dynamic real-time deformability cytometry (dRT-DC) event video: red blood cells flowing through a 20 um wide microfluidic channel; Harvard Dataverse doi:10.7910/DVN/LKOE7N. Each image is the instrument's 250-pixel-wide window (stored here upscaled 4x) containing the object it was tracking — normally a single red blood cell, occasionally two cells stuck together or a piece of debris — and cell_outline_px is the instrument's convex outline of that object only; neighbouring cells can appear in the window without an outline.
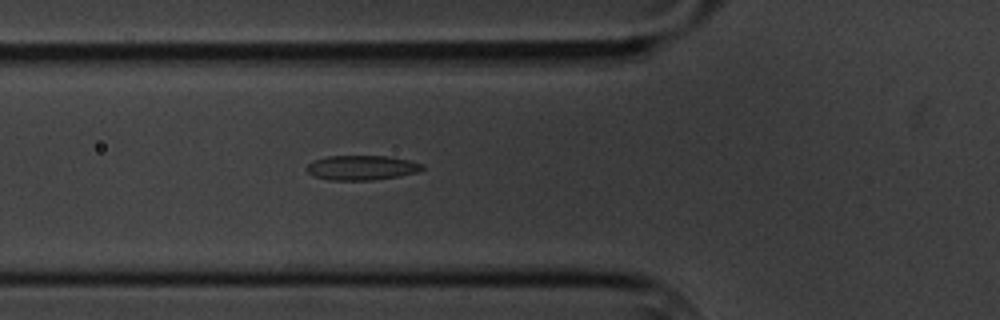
{"species": "common noctule bat (a hibernating species)", "species_latin": "Nyctalus noctula", "temperature_condition": "cold", "stored_images_in_passage": 4, "camera_frame_rate_fps": 3000, "um_per_image_px": 0.085, "animal": {"sex": "male", "body_mass_g": 20.1, "forearm_length_mm": 53.5}, "frame": {"image": 1, "passage_image": 4, "time_ms": 4.333, "image_size_px": [1000, 320], "cell_outline_px": [[424, 168], [420, 172], [400, 176], [372, 180], [328, 180], [312, 176], [304, 168], [312, 160], [328, 156], [392, 156], [424, 164]], "centroid_in_image_um": [30.74, 14.25], "position_along_channel_um": 95.1, "area_um2": 16.94}}